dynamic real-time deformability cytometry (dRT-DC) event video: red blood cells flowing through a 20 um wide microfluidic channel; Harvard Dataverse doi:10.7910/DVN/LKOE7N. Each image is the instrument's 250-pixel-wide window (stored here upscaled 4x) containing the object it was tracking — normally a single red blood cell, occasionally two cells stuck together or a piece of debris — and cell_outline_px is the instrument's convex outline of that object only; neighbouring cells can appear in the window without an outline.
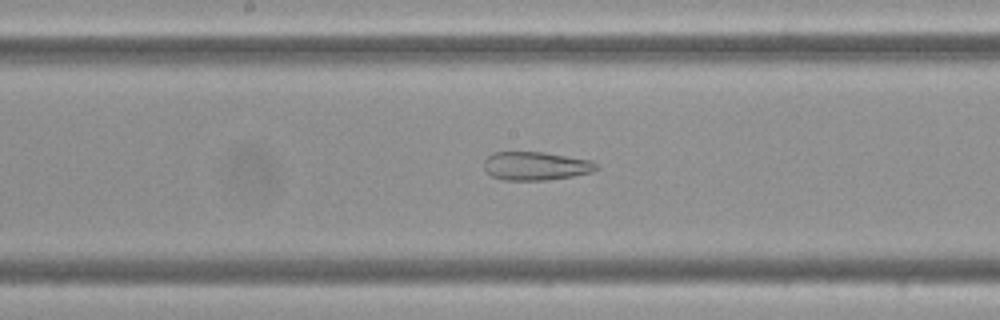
{"species": "Egyptian fruit bat (a non-hibernating species)", "species_latin": "Rousettus aegyptiacus", "temperature_condition": "cold", "stored_images_in_passage": 51, "camera_frame_rate_fps": 3000, "um_per_image_px": 0.085, "frame": {"image": 1, "passage_image": 24, "time_ms": 7.667, "image_size_px": [1000, 320], "cell_outline_px": [[600, 168], [592, 172], [572, 176], [544, 180], [504, 180], [492, 176], [484, 168], [484, 160], [492, 152], [544, 152], [592, 160]], "centroid_in_image_um": [45.55, 14.1], "position_along_channel_um": 202.7, "area_um2": 18.67}}
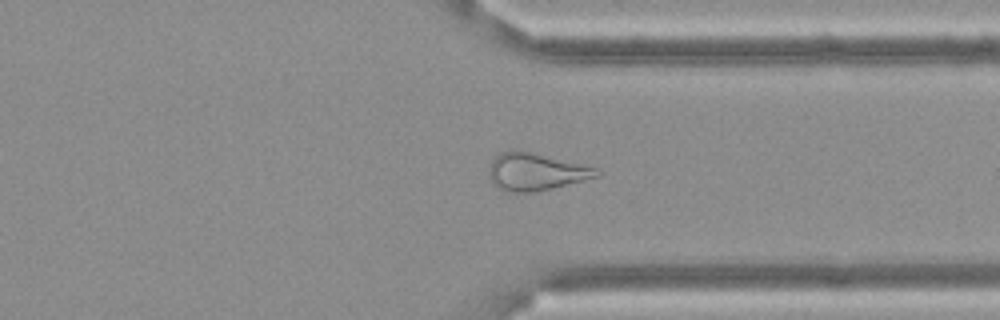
{"frame": {"image": 2, "passage_image": 38, "time_ms": 12.333, "image_size_px": [1000, 320], "cell_outline_px": [[600, 176], [536, 192], [504, 192], [496, 188], [492, 184], [488, 172], [492, 160], [500, 152], [512, 148], [520, 148], [596, 168], [600, 172]], "centroid_in_image_um": [45.47, 14.58], "position_along_channel_um": 365.9, "area_um2": 23.93}}
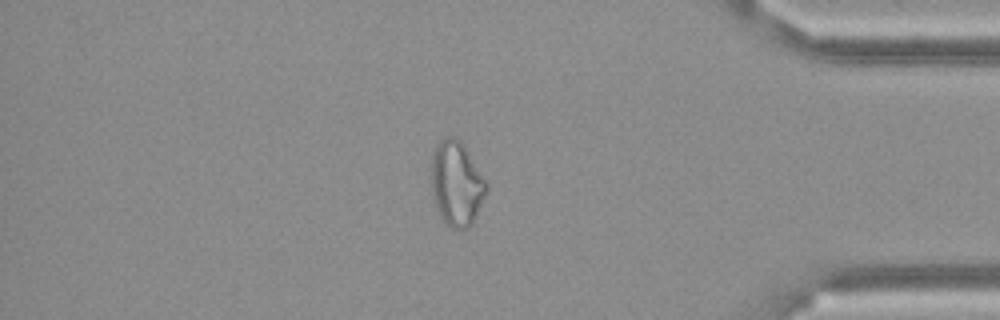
{"frame": {"image": 3, "passage_image": 43, "time_ms": 14.0, "image_size_px": [1000, 320], "cell_outline_px": [[488, 188], [468, 228], [452, 228], [440, 216], [436, 204], [432, 184], [432, 156], [436, 144], [444, 136], [452, 136], [460, 140], [488, 184]], "centroid_in_image_um": [38.79, 15.55], "position_along_channel_um": 396.4, "area_um2": 26.3}, "authors_computed_cell_mechanics": {"area_um2": 26.1834, "velocity_mm_per_s": 3.4984, "shape_relaxation_time_tau1_ms": null, "shape_relaxation_time_tau2_ms": 2.9712, "deformation_change_tau1": null, "deformation_change_tau2": 0.1269}}